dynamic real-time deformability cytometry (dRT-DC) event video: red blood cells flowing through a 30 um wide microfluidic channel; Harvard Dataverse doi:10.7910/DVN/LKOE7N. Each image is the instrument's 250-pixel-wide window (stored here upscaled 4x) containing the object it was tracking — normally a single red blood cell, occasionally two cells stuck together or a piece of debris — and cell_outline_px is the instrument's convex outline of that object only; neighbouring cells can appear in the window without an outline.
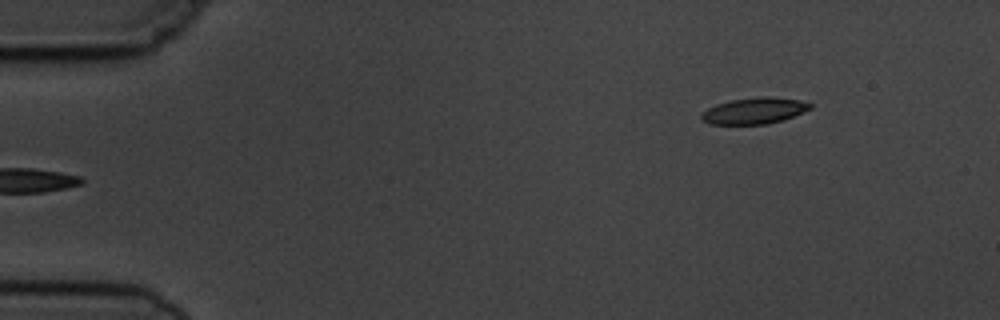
{"species": "common noctule bat (a hibernating species)", "species_latin": "Nyctalus noctula", "temperature_condition": "cold", "stored_images_in_passage": 5, "camera_frame_rate_fps": 3000, "um_per_image_px": 0.085, "animal": {"sex": "male", "body_mass_g": 19.5, "forearm_length_mm": 54.6}, "frame": {"image": 1, "passage_image": 5, "time_ms": 4.667, "image_size_px": [1000, 320], "cell_outline_px": [[812, 108], [804, 112], [784, 120], [768, 124], [708, 124], [700, 116], [708, 108], [716, 104], [732, 100], [764, 96], [768, 96], [800, 100], [812, 104]], "centroid_in_image_um": [64.16, 9.42], "position_along_channel_um": 20.8, "area_um2": 16.59}}